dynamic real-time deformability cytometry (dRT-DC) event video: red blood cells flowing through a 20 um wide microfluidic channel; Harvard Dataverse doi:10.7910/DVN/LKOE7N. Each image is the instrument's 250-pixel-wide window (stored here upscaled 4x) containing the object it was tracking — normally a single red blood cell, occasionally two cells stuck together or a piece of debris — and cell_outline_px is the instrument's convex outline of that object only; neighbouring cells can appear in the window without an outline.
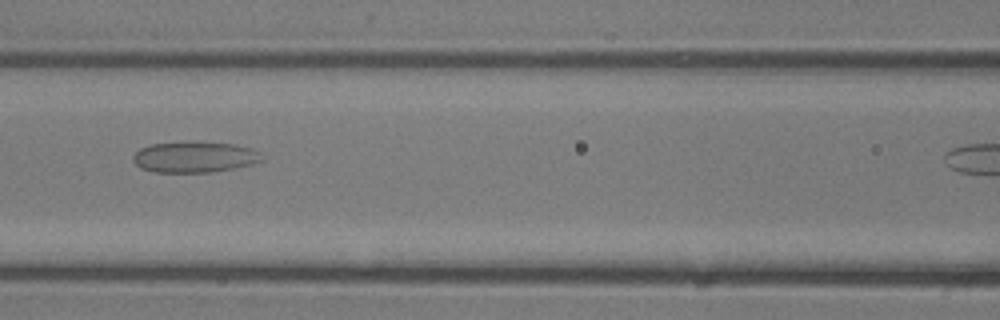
{"species": "common noctule bat (a hibernating species)", "species_latin": "Nyctalus noctula", "temperature_condition": "room temperature", "stored_images_in_passage": 13, "camera_frame_rate_fps": 3000, "um_per_image_px": 0.085, "animal": {"sex": "male", "body_mass_g": 13.3}, "frame": {"image": 1, "passage_image": 6, "time_ms": 1.667, "image_size_px": [1000, 320], "cell_outline_px": [[264, 160], [252, 164], [236, 168], [212, 172], [156, 172], [140, 168], [132, 160], [132, 156], [140, 148], [152, 144], [236, 144], [252, 148], [260, 152]], "centroid_in_image_um": [16.57, 13.39], "position_along_channel_um": 150.0, "area_um2": 22.54}}
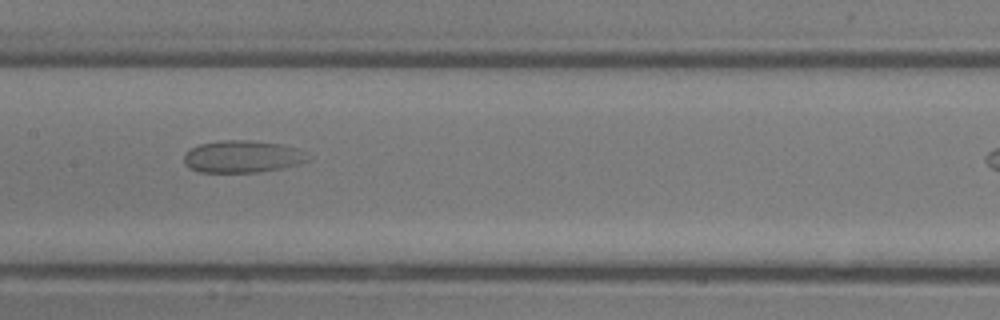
{"frame": {"image": 2, "passage_image": 8, "time_ms": 2.333, "image_size_px": [1000, 320], "cell_outline_px": [[312, 160], [300, 164], [260, 172], [200, 172], [188, 168], [184, 164], [184, 152], [200, 144], [224, 140], [248, 140], [280, 144], [296, 148], [308, 152]], "centroid_in_image_um": [20.64, 13.31], "position_along_channel_um": 186.8, "area_um2": 23.47}}
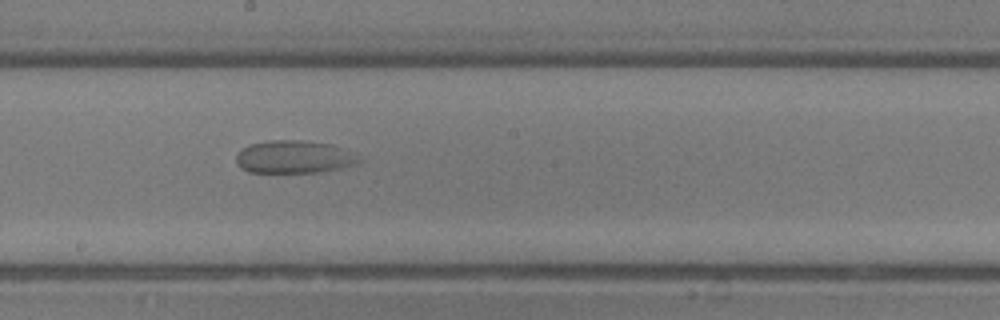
{"frame": {"image": 3, "passage_image": 10, "time_ms": 3.0, "image_size_px": [1000, 320], "cell_outline_px": [[364, 160], [356, 164], [340, 168], [320, 172], [248, 172], [240, 168], [236, 164], [236, 152], [252, 144], [268, 140], [300, 140], [328, 144], [340, 148]], "centroid_in_image_um": [24.94, 13.35], "position_along_channel_um": 223.3, "area_um2": 23.24}}